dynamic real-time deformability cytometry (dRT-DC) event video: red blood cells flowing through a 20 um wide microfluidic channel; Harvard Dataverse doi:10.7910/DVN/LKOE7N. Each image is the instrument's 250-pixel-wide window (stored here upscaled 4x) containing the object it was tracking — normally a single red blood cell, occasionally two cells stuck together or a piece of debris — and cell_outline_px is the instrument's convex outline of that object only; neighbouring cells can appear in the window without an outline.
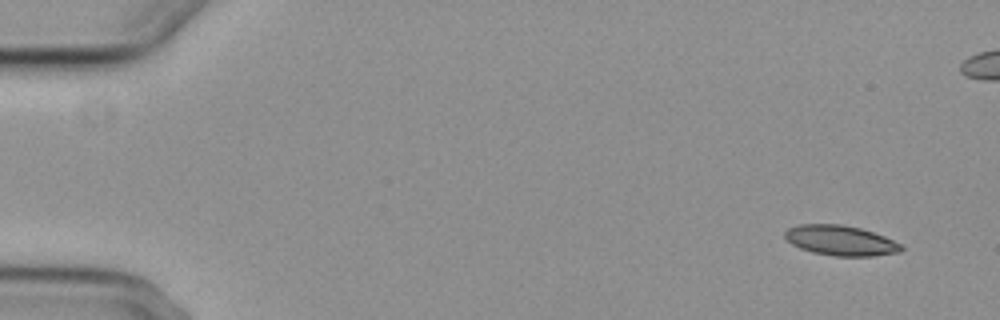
{"species": "common noctule bat (a hibernating species)", "species_latin": "Nyctalus noctula", "temperature_condition": "cold", "stored_images_in_passage": 5, "camera_frame_rate_fps": 3000, "um_per_image_px": 0.085, "animal": {"sex": "female", "body_mass_g": 29.2, "forearm_length_mm": 56.3}, "frame": {"image": 1, "passage_image": 1, "time_ms": 0.0, "image_size_px": [1000, 320], "cell_outline_px": [[904, 248], [900, 252], [872, 256], [836, 256], [812, 252], [800, 248], [792, 244], [784, 236], [784, 232], [788, 228], [800, 224], [840, 224], [860, 228], [884, 236], [904, 244]], "centroid_in_image_um": [71.48, 20.44], "position_along_channel_um": 13.5, "area_um2": 20.46}}